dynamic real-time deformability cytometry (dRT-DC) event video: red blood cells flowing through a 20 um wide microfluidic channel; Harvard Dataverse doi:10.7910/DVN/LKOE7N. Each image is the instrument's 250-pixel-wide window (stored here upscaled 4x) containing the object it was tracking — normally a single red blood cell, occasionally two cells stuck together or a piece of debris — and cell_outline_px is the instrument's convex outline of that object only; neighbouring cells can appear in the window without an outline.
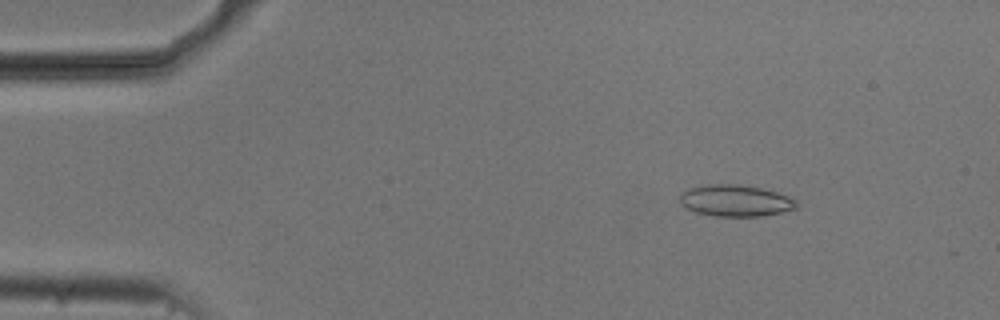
{"species": "common noctule bat (a hibernating species)", "species_latin": "Nyctalus noctula", "temperature_condition": "cold", "stored_images_in_passage": 35, "camera_frame_rate_fps": 3000, "um_per_image_px": 0.085, "animal": {"sex": "male", "body_mass_g": 20.5, "forearm_length_mm": 52.5}, "frame": {"image": 1, "passage_image": 8, "time_ms": 2.333, "image_size_px": [1000, 320], "cell_outline_px": [[796, 208], [764, 216], [712, 216], [696, 212], [680, 204], [680, 196], [688, 188], [704, 184], [744, 184], [792, 196], [796, 200]], "centroid_in_image_um": [62.52, 17.04], "position_along_channel_um": 22.5, "area_um2": 21.56}}
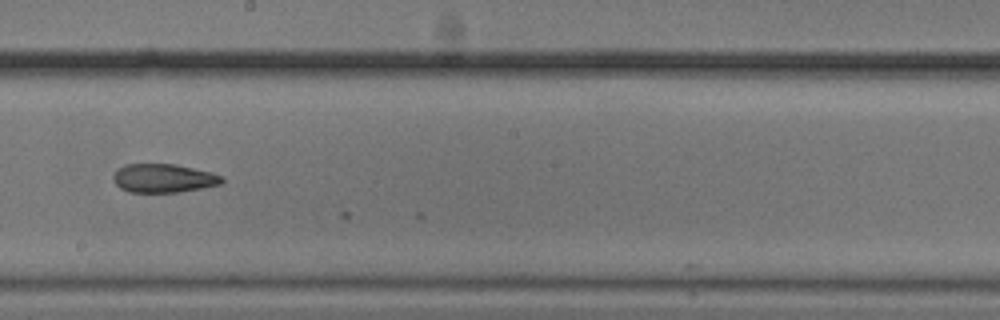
{"frame": {"image": 2, "passage_image": 31, "time_ms": 10.0, "image_size_px": [1000, 320], "cell_outline_px": [[224, 180], [220, 184], [180, 192], [128, 192], [120, 188], [112, 180], [112, 176], [116, 168], [124, 164], [176, 164], [212, 172], [224, 176]], "centroid_in_image_um": [13.87, 15.14], "position_along_channel_um": 234.3, "area_um2": 18.38}}
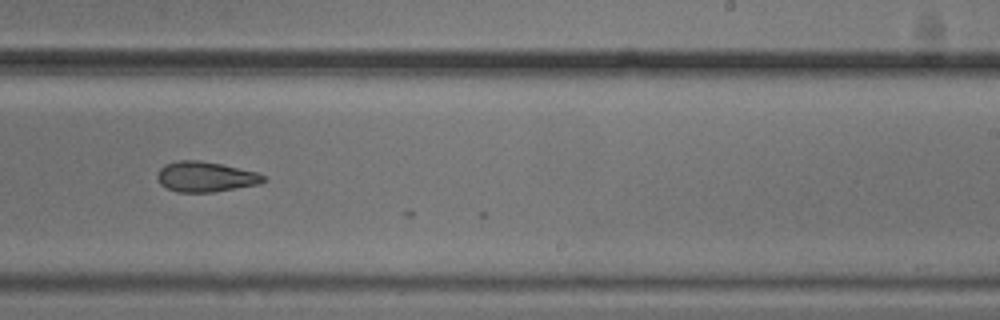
{"frame": {"image": 3, "passage_image": 34, "time_ms": 11.0, "image_size_px": [1000, 320], "cell_outline_px": [[268, 180], [260, 184], [212, 192], [176, 192], [160, 184], [156, 176], [160, 168], [164, 164], [176, 160], [200, 160], [220, 164], [256, 172], [264, 176]], "centroid_in_image_um": [17.44, 15.02], "position_along_channel_um": 271.6, "area_um2": 18.73}}